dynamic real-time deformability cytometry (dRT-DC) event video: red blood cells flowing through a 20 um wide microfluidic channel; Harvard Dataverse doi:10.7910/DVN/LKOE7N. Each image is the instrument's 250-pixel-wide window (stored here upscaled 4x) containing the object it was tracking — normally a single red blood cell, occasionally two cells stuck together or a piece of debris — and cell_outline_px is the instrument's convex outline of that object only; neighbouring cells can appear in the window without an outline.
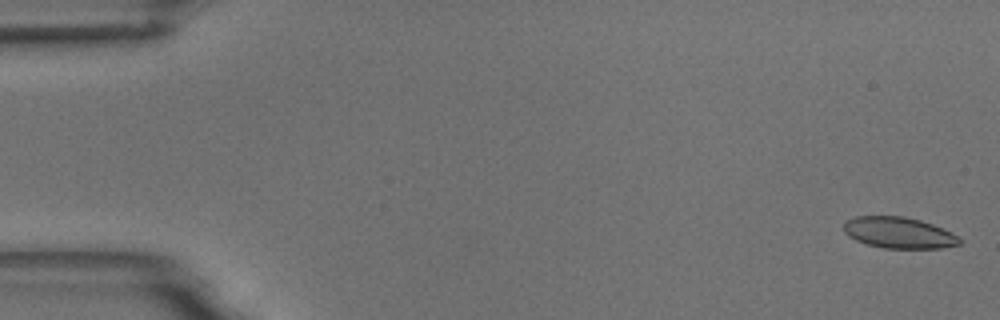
{"species": "common noctule bat (a hibernating species)", "species_latin": "Nyctalus noctula", "temperature_condition": "room temperature", "stored_images_in_passage": 6, "camera_frame_rate_fps": 3000, "um_per_image_px": 0.085, "animal": {"sex": "male", "body_mass_g": 18.8}, "frame": {"image": 1, "passage_image": 2, "time_ms": 0.333, "image_size_px": [1000, 320], "cell_outline_px": [[964, 240], [960, 244], [940, 248], [884, 248], [868, 244], [856, 240], [848, 236], [844, 232], [844, 224], [848, 220], [856, 216], [904, 216], [920, 220], [932, 224], [960, 236]], "centroid_in_image_um": [76.43, 19.78], "position_along_channel_um": 8.6, "area_um2": 21.04}}